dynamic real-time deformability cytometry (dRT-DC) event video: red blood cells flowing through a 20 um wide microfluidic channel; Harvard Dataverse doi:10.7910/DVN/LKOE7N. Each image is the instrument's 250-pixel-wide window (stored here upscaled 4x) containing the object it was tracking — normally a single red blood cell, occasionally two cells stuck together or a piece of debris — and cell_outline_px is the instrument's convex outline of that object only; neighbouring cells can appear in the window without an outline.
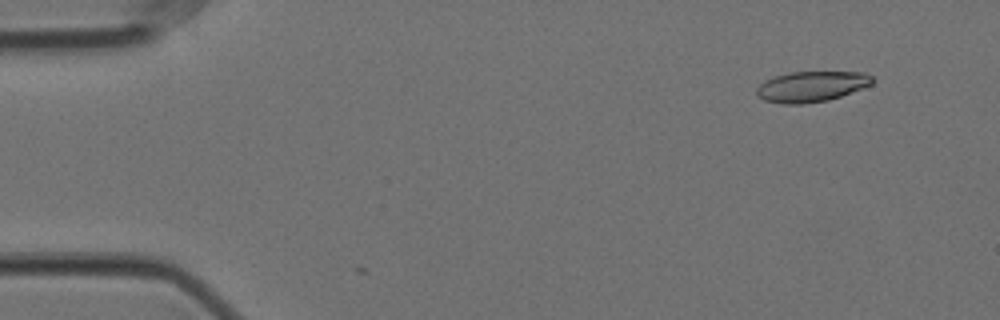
{"species": "Egyptian fruit bat (a non-hibernating species)", "species_latin": "Rousettus aegyptiacus", "temperature_condition": "cold", "stored_images_in_passage": 53, "camera_frame_rate_fps": 3000, "um_per_image_px": 0.085, "animal": {"sex": "female"}, "frame": {"image": 1, "passage_image": 1, "time_ms": 0.0, "image_size_px": [1000, 320], "cell_outline_px": [[876, 80], [872, 84], [840, 96], [828, 100], [804, 104], [784, 104], [764, 100], [756, 96], [756, 88], [764, 80], [776, 76], [792, 72], [864, 72], [872, 76]], "centroid_in_image_um": [68.96, 7.35], "position_along_channel_um": 16.0, "area_um2": 20.63}}
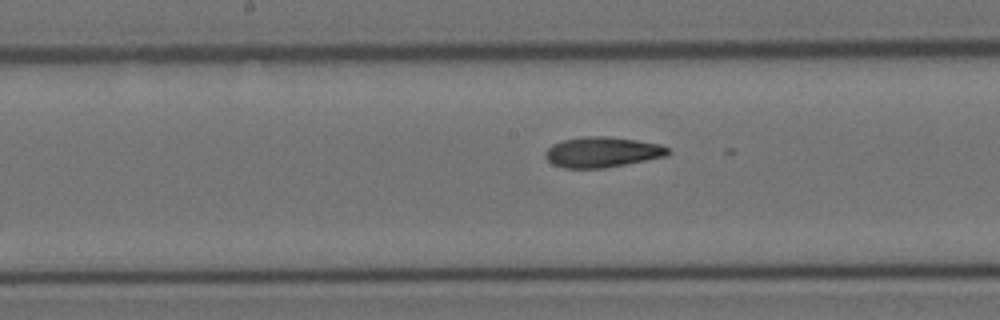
{"frame": {"image": 2, "passage_image": 25, "time_ms": 8.0, "image_size_px": [1000, 320], "cell_outline_px": [[668, 156], [604, 168], [564, 168], [552, 164], [544, 156], [544, 152], [552, 144], [564, 140], [584, 136], [608, 136], [636, 140], [660, 144], [668, 148]], "centroid_in_image_um": [51.17, 12.93], "position_along_channel_um": 197.0, "area_um2": 21.73}}
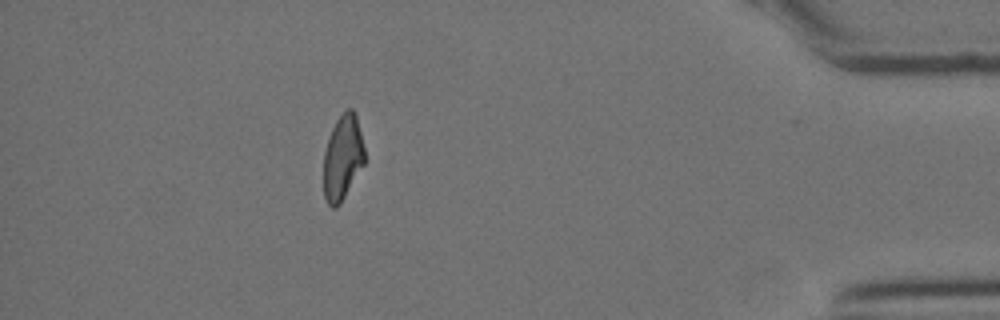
{"frame": {"image": 3, "passage_image": 47, "time_ms": 15.333, "image_size_px": [1000, 320], "cell_outline_px": [[364, 164], [340, 204], [336, 208], [332, 208], [328, 204], [324, 196], [324, 152], [332, 128], [336, 120], [348, 108], [352, 108], [356, 116], [364, 148]], "centroid_in_image_um": [29.12, 13.42], "position_along_channel_um": 406.1, "area_um2": 20.06}}